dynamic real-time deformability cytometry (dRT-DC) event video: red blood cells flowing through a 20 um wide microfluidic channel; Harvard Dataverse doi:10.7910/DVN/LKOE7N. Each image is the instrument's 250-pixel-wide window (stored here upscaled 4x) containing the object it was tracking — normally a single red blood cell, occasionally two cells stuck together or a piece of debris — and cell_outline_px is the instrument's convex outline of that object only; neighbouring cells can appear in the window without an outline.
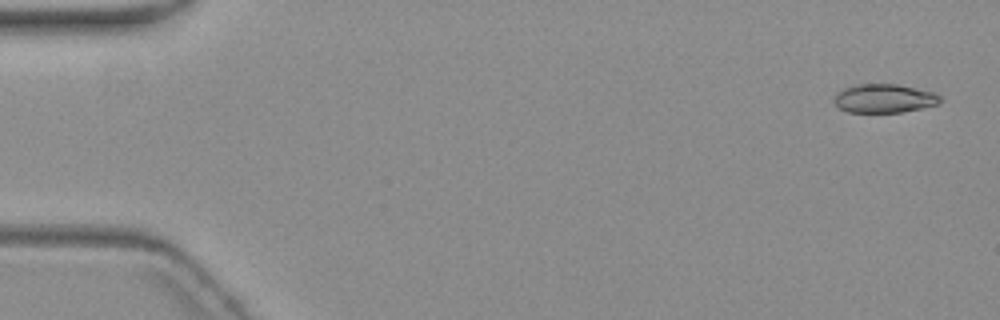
{"species": "common noctule bat (a hibernating species)", "species_latin": "Nyctalus noctula", "temperature_condition": "warm", "stored_images_in_passage": 5, "camera_frame_rate_fps": 3000, "um_per_image_px": 0.085, "animal": {"sex": "female", "body_mass_g": 19.3, "forearm_length_mm": 54.1}, "frame": {"image": 1, "passage_image": 1, "time_ms": 0.0, "image_size_px": [1000, 320], "cell_outline_px": [[940, 104], [900, 112], [848, 112], [840, 108], [832, 100], [836, 92], [844, 88], [856, 84], [896, 84], [936, 92], [940, 96]], "centroid_in_image_um": [75.14, 8.36], "position_along_channel_um": 9.9, "area_um2": 17.8}}
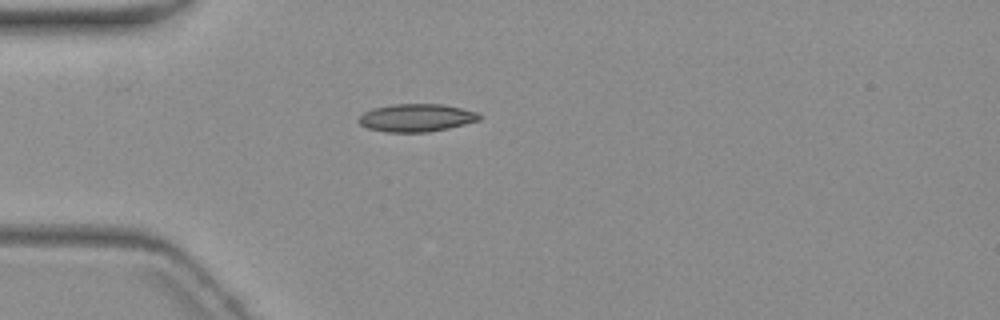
{"frame": {"image": 2, "passage_image": 5, "time_ms": 4.667, "image_size_px": [1000, 320], "cell_outline_px": [[484, 116], [480, 120], [448, 128], [428, 132], [388, 132], [368, 128], [360, 124], [356, 120], [364, 112], [372, 108], [392, 104], [440, 104], [460, 108], [476, 112]], "centroid_in_image_um": [35.38, 10.01], "position_along_channel_um": 49.6, "area_um2": 19.54}}